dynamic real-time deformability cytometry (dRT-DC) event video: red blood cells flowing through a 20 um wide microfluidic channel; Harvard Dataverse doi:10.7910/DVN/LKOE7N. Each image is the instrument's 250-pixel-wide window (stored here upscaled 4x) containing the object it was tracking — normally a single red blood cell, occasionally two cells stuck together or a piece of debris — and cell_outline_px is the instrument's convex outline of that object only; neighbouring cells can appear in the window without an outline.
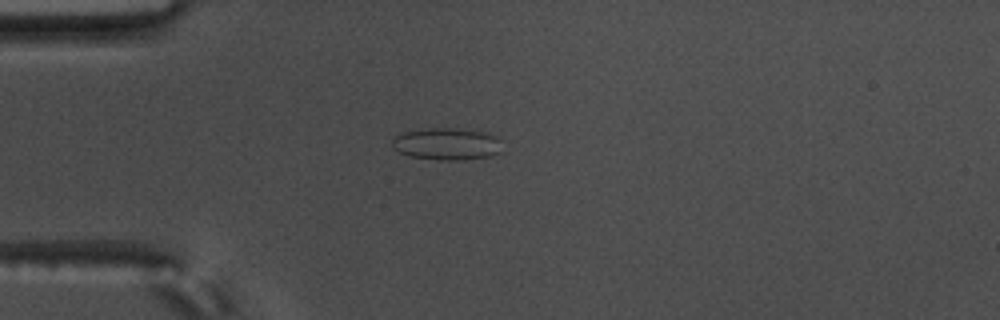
{"species": "common noctule bat (a hibernating species)", "species_latin": "Nyctalus noctula", "temperature_condition": "warm", "stored_images_in_passage": 53, "camera_frame_rate_fps": 3000, "um_per_image_px": 0.085, "animal": {"sex": "male", "body_mass_g": 17.5, "forearm_length_mm": 52.3}, "frame": {"image": 1, "passage_image": 11, "time_ms": 3.333, "image_size_px": [1000, 320], "cell_outline_px": [[500, 152], [492, 156], [460, 160], [440, 160], [408, 156], [392, 148], [392, 140], [400, 132], [432, 128], [448, 128], [488, 132], [496, 136], [500, 140]], "centroid_in_image_um": [37.97, 12.24], "position_along_channel_um": 47.0, "area_um2": 20.63}}
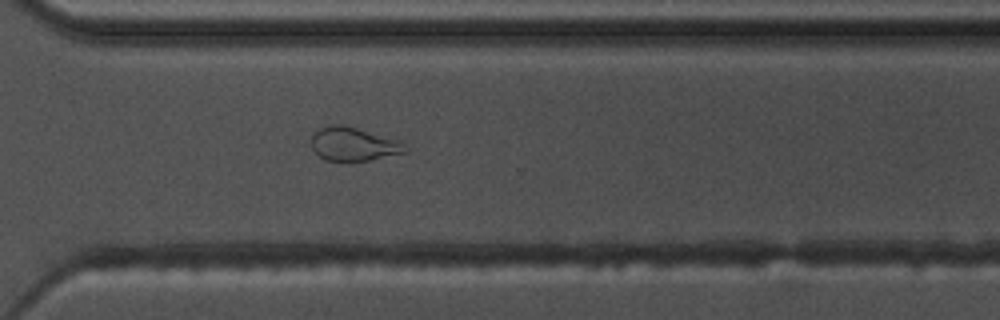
{"frame": {"image": 2, "passage_image": 37, "time_ms": 12.0, "image_size_px": [1000, 320], "cell_outline_px": [[408, 152], [368, 160], [324, 160], [312, 148], [312, 136], [320, 128], [328, 124], [340, 124], [356, 128], [400, 140], [408, 148]], "centroid_in_image_um": [30.07, 12.24], "position_along_channel_um": 340.5, "area_um2": 18.15}}
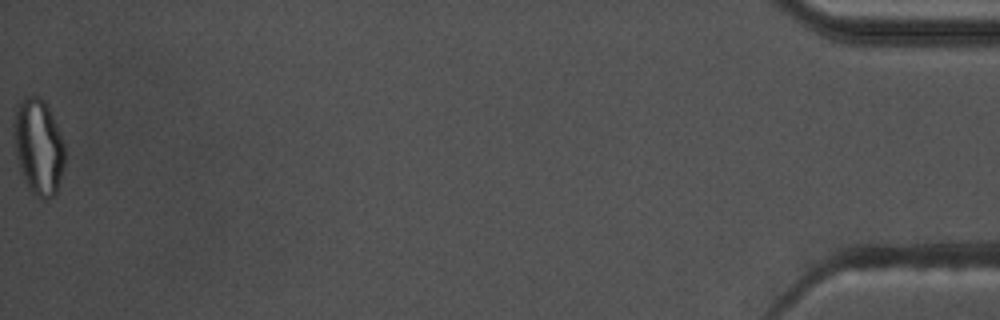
{"frame": {"image": 3, "passage_image": 53, "time_ms": 17.333, "image_size_px": [1000, 320], "cell_outline_px": [[64, 164], [56, 192], [48, 200], [40, 200], [28, 188], [20, 172], [16, 156], [12, 128], [12, 124], [16, 108], [24, 96], [40, 96], [44, 100], [56, 124], [64, 144]], "centroid_in_image_um": [3.23, 12.48], "position_along_channel_um": 432.0, "area_um2": 28.61}, "authors_computed_cell_mechanics": {"area_um2": 20.0566, "velocity_mm_per_s": 3.5773, "shape_relaxation_time_tau1_ms": null, "shape_relaxation_time_tau2_ms": 0.8971, "deformation_change_tau1": null, "deformation_change_tau2": 0.0728}}